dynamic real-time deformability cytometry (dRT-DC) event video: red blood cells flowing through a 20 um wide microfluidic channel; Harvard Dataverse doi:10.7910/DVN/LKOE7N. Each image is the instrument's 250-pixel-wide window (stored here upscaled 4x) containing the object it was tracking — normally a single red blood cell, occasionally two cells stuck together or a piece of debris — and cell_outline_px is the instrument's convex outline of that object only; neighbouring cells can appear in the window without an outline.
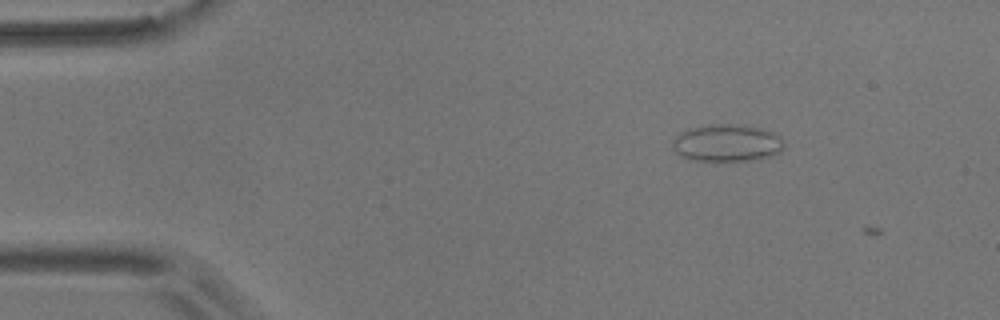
{"species": "common noctule bat (a hibernating species)", "species_latin": "Nyctalus noctula", "temperature_condition": "room temperature", "stored_images_in_passage": 3, "camera_frame_rate_fps": 3000, "um_per_image_px": 0.085, "animal": {"sex": "male", "body_mass_g": 17.9}, "frame": {"image": 1, "passage_image": 2, "time_ms": 0.333, "image_size_px": [1000, 320], "cell_outline_px": [[784, 148], [780, 152], [772, 156], [756, 160], [688, 160], [680, 156], [676, 152], [672, 144], [672, 140], [680, 132], [688, 128], [712, 124], [728, 124], [760, 128], [772, 132], [780, 136], [784, 140]], "centroid_in_image_um": [61.79, 12.16], "position_along_channel_um": 23.2, "area_um2": 24.28}}